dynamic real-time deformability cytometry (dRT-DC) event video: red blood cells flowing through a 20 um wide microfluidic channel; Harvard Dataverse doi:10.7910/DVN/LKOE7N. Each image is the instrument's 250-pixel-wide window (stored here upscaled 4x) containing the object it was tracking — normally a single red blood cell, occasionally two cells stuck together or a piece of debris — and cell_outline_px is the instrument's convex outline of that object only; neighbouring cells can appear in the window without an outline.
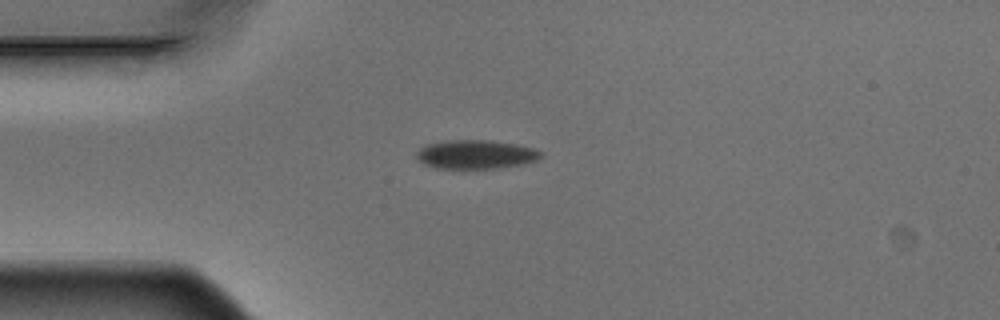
{"species": "Egyptian fruit bat (a non-hibernating species)", "species_latin": "Rousettus aegyptiacus", "temperature_condition": "warm", "stored_images_in_passage": 12, "camera_frame_rate_fps": 3000, "um_per_image_px": 0.085, "animal": {"sex": "male"}, "frame": {"image": 1, "passage_image": 1, "time_ms": 0.0, "image_size_px": [1000, 320], "cell_outline_px": [[544, 156], [536, 160], [524, 164], [500, 168], [432, 168], [416, 160], [416, 152], [420, 148], [428, 144], [448, 140], [492, 140], [516, 144], [536, 148], [544, 152]], "centroid_in_image_um": [40.48, 13.12], "position_along_channel_um": 44.5, "area_um2": 21.27}}
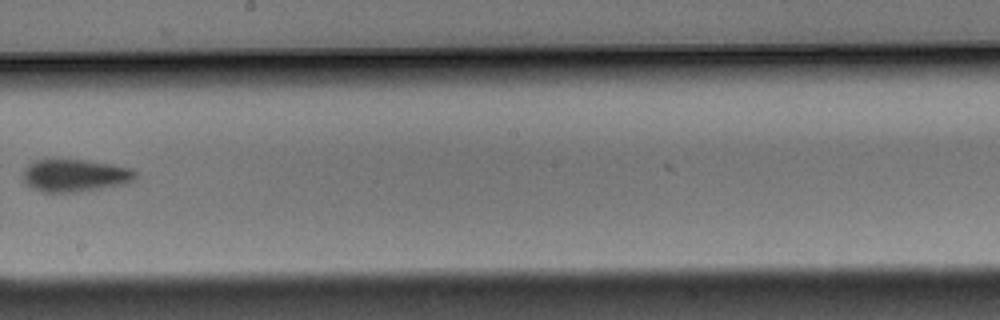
{"frame": {"image": 2, "passage_image": 6, "time_ms": 1.667, "image_size_px": [1000, 320], "cell_outline_px": [[136, 180], [128, 184], [76, 192], [40, 192], [24, 184], [24, 168], [28, 164], [36, 160], [88, 160], [112, 164], [132, 168], [136, 172]], "centroid_in_image_um": [6.41, 14.92], "position_along_channel_um": 241.8, "area_um2": 21.56}}
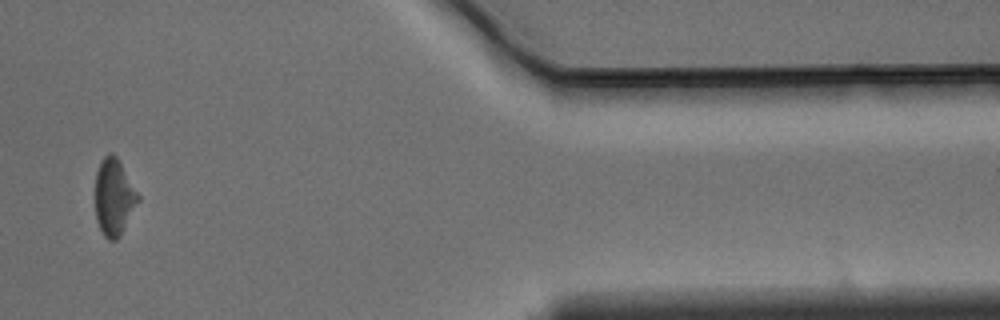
{"frame": {"image": 3, "passage_image": 10, "time_ms": 3.0, "image_size_px": [1000, 320], "cell_outline_px": [[140, 200], [120, 236], [116, 240], [108, 240], [104, 236], [96, 220], [96, 172], [100, 160], [108, 152], [112, 152], [116, 156], [140, 196]], "centroid_in_image_um": [9.69, 16.75], "position_along_channel_um": 401.7, "area_um2": 19.13}}